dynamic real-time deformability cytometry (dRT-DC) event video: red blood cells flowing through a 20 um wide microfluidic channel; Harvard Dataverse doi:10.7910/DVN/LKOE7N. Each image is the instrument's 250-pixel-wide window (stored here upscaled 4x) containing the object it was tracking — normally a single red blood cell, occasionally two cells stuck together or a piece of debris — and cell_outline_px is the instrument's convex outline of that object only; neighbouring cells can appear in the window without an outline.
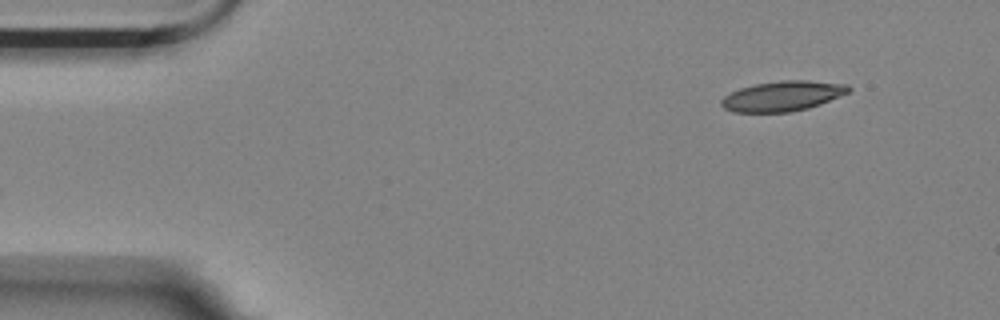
{"species": "Egyptian fruit bat (a non-hibernating species)", "species_latin": "Rousettus aegyptiacus", "temperature_condition": "room temperature", "stored_images_in_passage": 51, "camera_frame_rate_fps": 3000, "um_per_image_px": 0.085, "animal": {"sex": "female"}, "frame": {"image": 1, "passage_image": 1, "time_ms": 0.0, "image_size_px": [1000, 320], "cell_outline_px": [[852, 88], [848, 92], [820, 104], [808, 108], [792, 112], [732, 112], [724, 108], [720, 104], [720, 100], [724, 96], [740, 88], [756, 84], [780, 80], [808, 80], [848, 84]], "centroid_in_image_um": [66.51, 8.16], "position_along_channel_um": 18.5, "area_um2": 22.31}}
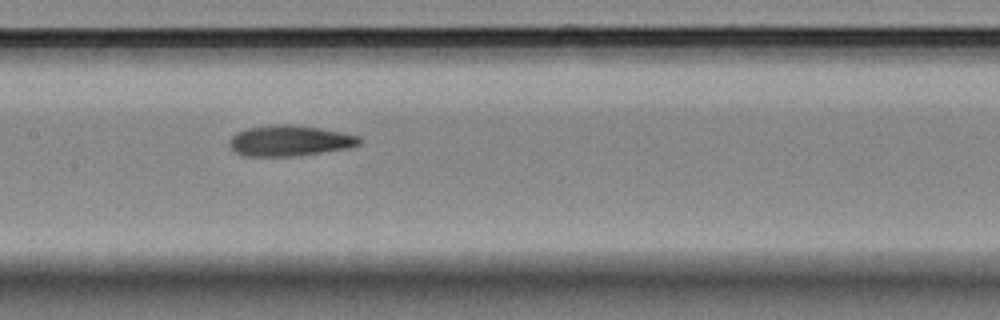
{"frame": {"image": 2, "passage_image": 22, "time_ms": 7.0, "image_size_px": [1000, 320], "cell_outline_px": [[360, 144], [348, 148], [300, 156], [244, 156], [236, 152], [228, 144], [228, 140], [236, 132], [248, 128], [272, 124], [292, 124], [320, 128], [344, 132], [360, 136]], "centroid_in_image_um": [24.62, 11.96], "position_along_channel_um": 182.8, "area_um2": 23.52}}
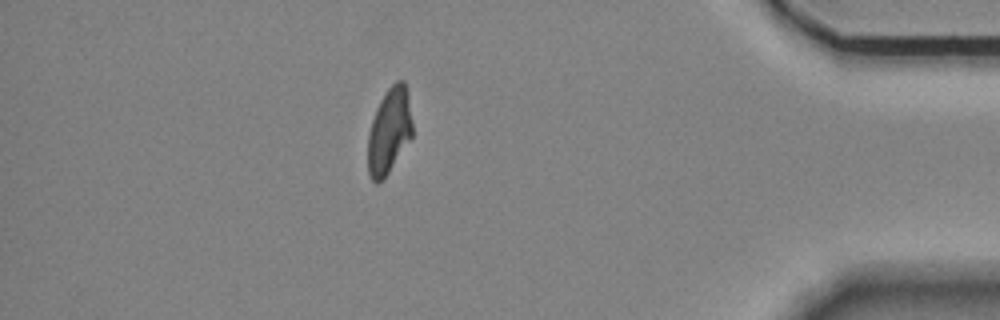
{"frame": {"image": 3, "passage_image": 44, "time_ms": 14.333, "image_size_px": [1000, 320], "cell_outline_px": [[412, 136], [384, 180], [376, 184], [372, 180], [368, 172], [368, 136], [372, 120], [376, 108], [380, 100], [388, 88], [396, 80], [404, 80], [408, 92], [412, 124]], "centroid_in_image_um": [33.08, 11.13], "position_along_channel_um": 402.1, "area_um2": 22.31}, "authors_computed_cell_mechanics": {"area_um2": 23.12, "velocity_mm_per_s": 3.5634, "shape_relaxation_time_tau1_ms": 11.1479, "shape_relaxation_time_tau2_ms": 4.3, "deformation_change_tau1": 0.2368, "deformation_change_tau2": 0.1205}}